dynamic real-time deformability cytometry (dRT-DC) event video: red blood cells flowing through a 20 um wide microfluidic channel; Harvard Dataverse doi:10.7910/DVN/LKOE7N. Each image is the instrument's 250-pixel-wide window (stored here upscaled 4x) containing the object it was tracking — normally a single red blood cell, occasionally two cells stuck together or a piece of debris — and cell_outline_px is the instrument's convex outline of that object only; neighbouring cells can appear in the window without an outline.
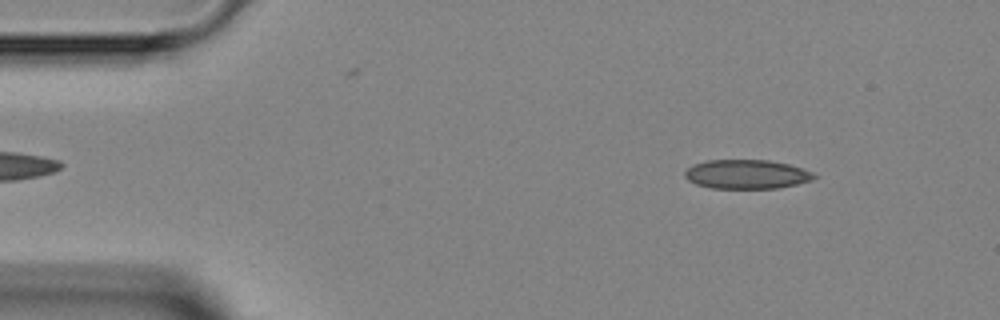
{"species": "Egyptian fruit bat (a non-hibernating species)", "species_latin": "Rousettus aegyptiacus", "temperature_condition": "room temperature", "stored_images_in_passage": 3, "camera_frame_rate_fps": 3000, "um_per_image_px": 0.085, "animal": {"sex": "female"}, "frame": {"image": 1, "passage_image": 1, "time_ms": 0.0, "image_size_px": [1000, 320], "cell_outline_px": [[816, 176], [812, 180], [796, 184], [776, 188], [712, 188], [696, 184], [688, 180], [684, 176], [684, 172], [692, 164], [708, 160], [768, 160], [788, 164], [812, 172]], "centroid_in_image_um": [63.42, 14.81], "position_along_channel_um": 21.6, "area_um2": 21.79}}
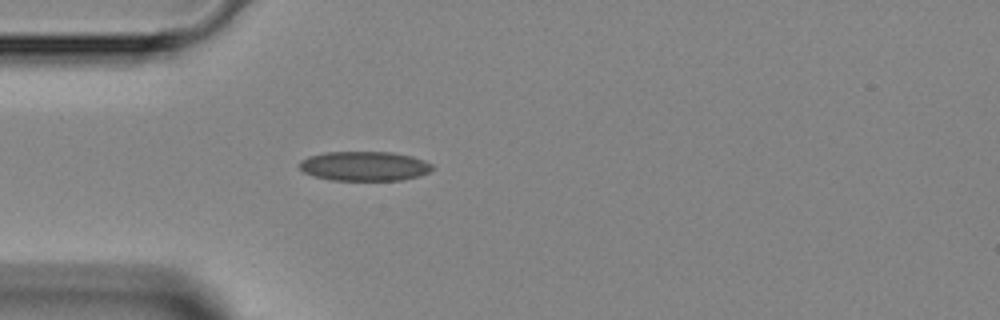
{"frame": {"image": 2, "passage_image": 3, "time_ms": 2.333, "image_size_px": [1000, 320], "cell_outline_px": [[432, 168], [428, 172], [420, 176], [400, 180], [332, 180], [312, 176], [304, 172], [300, 168], [300, 160], [308, 156], [324, 152], [392, 152], [412, 156], [424, 160], [432, 164]], "centroid_in_image_um": [30.96, 14.11], "position_along_channel_um": 54.0, "area_um2": 22.89}}